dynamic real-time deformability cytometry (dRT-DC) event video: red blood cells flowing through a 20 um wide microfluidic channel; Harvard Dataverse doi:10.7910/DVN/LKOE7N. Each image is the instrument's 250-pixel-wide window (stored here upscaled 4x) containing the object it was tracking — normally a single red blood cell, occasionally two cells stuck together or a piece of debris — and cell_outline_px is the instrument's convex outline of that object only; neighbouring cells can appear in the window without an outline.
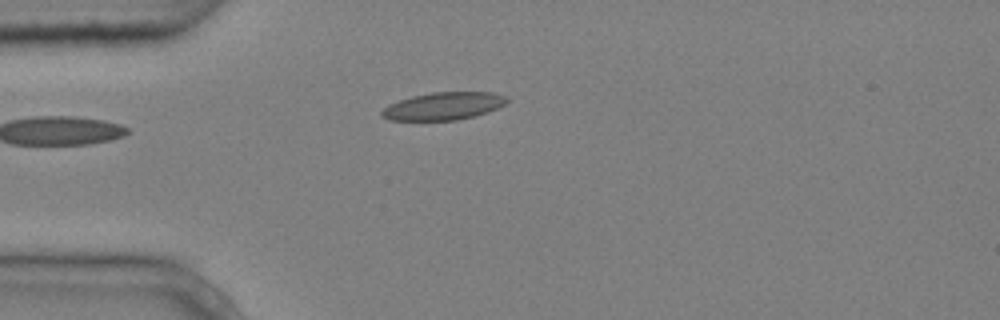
{"species": "common noctule bat (a hibernating species)", "species_latin": "Nyctalus noctula", "temperature_condition": "cold", "stored_images_in_passage": 1, "camera_frame_rate_fps": 3000, "um_per_image_px": 0.085, "animal": {"sex": "male", "body_mass_g": 20.4}, "frame": {"image": 1, "passage_image": 1, "time_ms": 0.0, "image_size_px": [1000, 320], "cell_outline_px": [[508, 100], [504, 104], [488, 112], [456, 120], [388, 120], [380, 116], [380, 112], [388, 104], [412, 96], [432, 92], [492, 92], [508, 96]], "centroid_in_image_um": [37.67, 9.01], "position_along_channel_um": 47.3, "area_um2": 20.11}}